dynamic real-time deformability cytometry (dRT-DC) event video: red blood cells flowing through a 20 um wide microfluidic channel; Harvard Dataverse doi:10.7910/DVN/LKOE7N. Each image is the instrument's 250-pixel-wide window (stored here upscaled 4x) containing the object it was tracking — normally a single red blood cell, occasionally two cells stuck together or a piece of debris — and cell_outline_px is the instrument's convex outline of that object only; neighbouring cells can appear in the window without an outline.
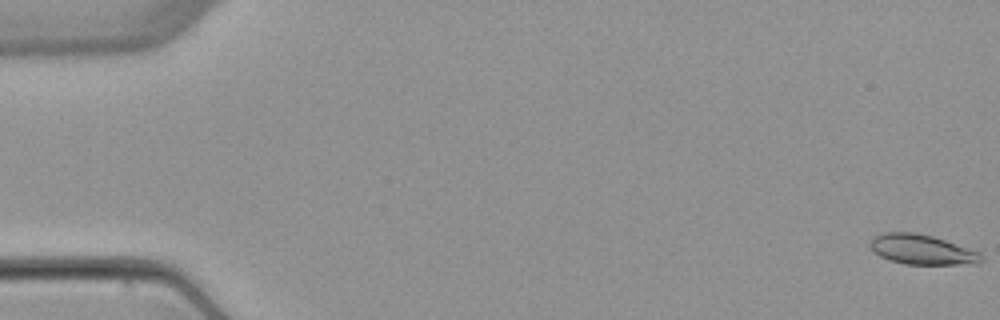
{"species": "common noctule bat (a hibernating species)", "species_latin": "Nyctalus noctula", "temperature_condition": "warm", "stored_images_in_passage": 5, "camera_frame_rate_fps": 3000, "um_per_image_px": 0.085, "animal": {"sex": "female", "body_mass_g": 22.7, "forearm_length_mm": 54.2}, "frame": {"image": 1, "passage_image": 1, "time_ms": 0.0, "image_size_px": [1000, 320], "cell_outline_px": [[984, 260], [976, 264], [904, 264], [888, 260], [880, 256], [872, 248], [872, 236], [884, 232], [912, 232], [932, 236], [980, 252], [984, 256]], "centroid_in_image_um": [78.4, 21.22], "position_along_channel_um": 6.6, "area_um2": 19.25}}
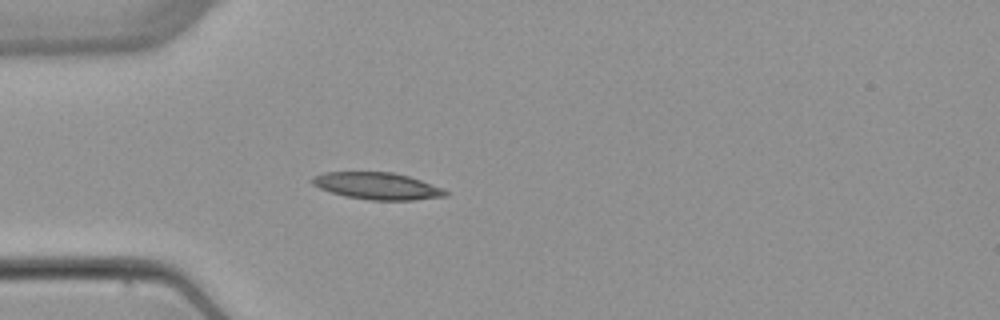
{"frame": {"image": 2, "passage_image": 5, "time_ms": 5.0, "image_size_px": [1000, 320], "cell_outline_px": [[448, 196], [412, 200], [368, 200], [344, 196], [320, 188], [312, 184], [312, 176], [324, 172], [392, 172], [408, 176], [444, 188], [448, 192]], "centroid_in_image_um": [32.07, 15.81], "position_along_channel_um": 52.9, "area_um2": 20.92}}